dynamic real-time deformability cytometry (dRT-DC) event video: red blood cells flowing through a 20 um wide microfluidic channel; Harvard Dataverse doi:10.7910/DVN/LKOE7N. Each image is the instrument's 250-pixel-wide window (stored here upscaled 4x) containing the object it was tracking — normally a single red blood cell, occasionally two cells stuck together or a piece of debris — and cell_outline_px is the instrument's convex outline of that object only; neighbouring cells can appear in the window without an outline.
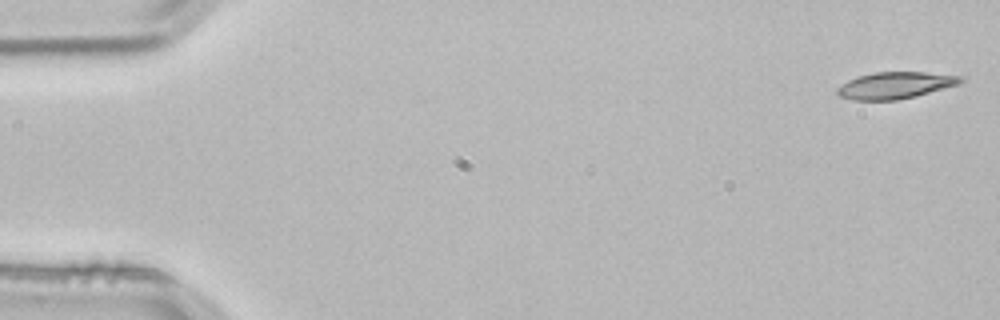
{"species": "common noctule bat (a hibernating species)", "species_latin": "Nyctalus noctula", "temperature_condition": "room temperature", "stored_images_in_passage": 4, "camera_frame_rate_fps": 3000, "um_per_image_px": 0.085, "animal": {"sex": "male", "body_mass_g": 21.5, "forearm_length_mm": 52.0}, "frame": {"image": 1, "passage_image": 1, "time_ms": 0.0, "image_size_px": [1000, 320], "cell_outline_px": [[964, 80], [956, 84], [944, 88], [916, 96], [896, 100], [852, 100], [840, 96], [836, 92], [836, 88], [848, 80], [872, 72], [924, 72], [964, 76]], "centroid_in_image_um": [76.07, 7.25], "position_along_channel_um": 8.9, "area_um2": 19.07}}
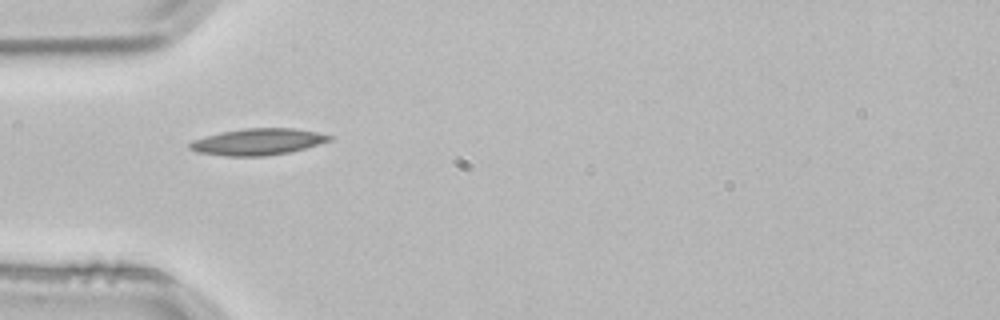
{"frame": {"image": 2, "passage_image": 4, "time_ms": 1.0, "image_size_px": [1000, 320], "cell_outline_px": [[332, 140], [304, 148], [288, 152], [264, 156], [224, 156], [196, 152], [188, 148], [188, 144], [192, 140], [220, 132], [244, 128], [292, 128], [316, 132], [332, 136]], "centroid_in_image_um": [21.85, 12.05], "position_along_channel_um": 63.1, "area_um2": 21.5}}